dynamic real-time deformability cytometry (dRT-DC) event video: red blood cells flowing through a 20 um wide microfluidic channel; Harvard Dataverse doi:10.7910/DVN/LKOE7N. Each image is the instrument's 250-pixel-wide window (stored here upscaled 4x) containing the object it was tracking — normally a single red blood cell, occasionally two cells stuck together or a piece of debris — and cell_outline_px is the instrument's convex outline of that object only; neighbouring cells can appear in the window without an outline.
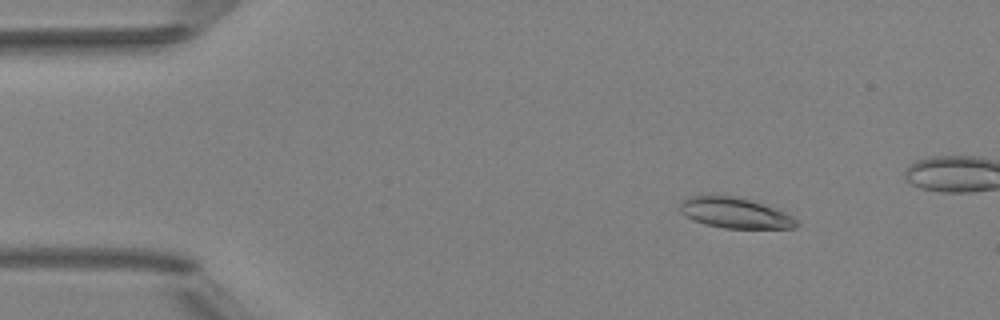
{"species": "Egyptian fruit bat (a non-hibernating species)", "species_latin": "Rousettus aegyptiacus", "temperature_condition": "room temperature", "stored_images_in_passage": 5, "camera_frame_rate_fps": 3000, "um_per_image_px": 0.085, "animal": {"sex": "female"}, "frame": {"image": 1, "passage_image": 3, "time_ms": 2.0, "image_size_px": [1000, 320], "cell_outline_px": [[800, 224], [796, 228], [724, 228], [704, 224], [692, 220], [684, 216], [680, 212], [680, 200], [688, 196], [744, 196], [788, 212]], "centroid_in_image_um": [62.5, 18.08], "position_along_channel_um": 22.5, "area_um2": 21.33}}